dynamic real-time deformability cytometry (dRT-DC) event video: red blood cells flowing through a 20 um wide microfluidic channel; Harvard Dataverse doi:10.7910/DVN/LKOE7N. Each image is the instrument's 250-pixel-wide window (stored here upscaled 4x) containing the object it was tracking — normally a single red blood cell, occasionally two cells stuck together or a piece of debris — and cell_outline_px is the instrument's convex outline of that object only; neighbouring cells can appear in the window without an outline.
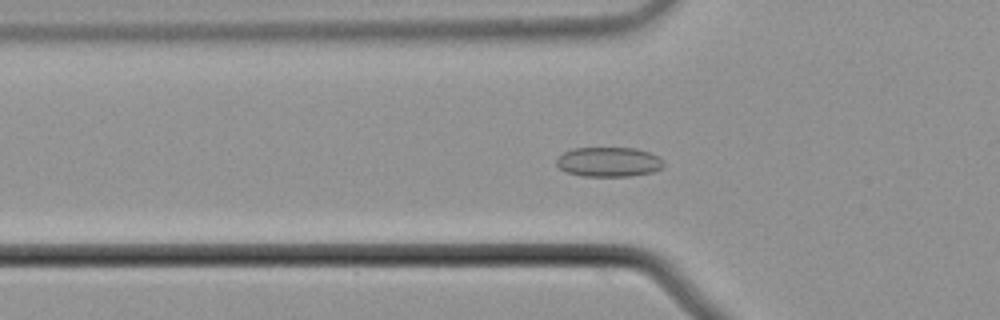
{"species": "common noctule bat (a hibernating species)", "species_latin": "Nyctalus noctula", "temperature_condition": "cold", "stored_images_in_passage": 50, "camera_frame_rate_fps": 3000, "um_per_image_px": 0.085, "animal": {"sex": "male", "body_mass_g": 21.5, "forearm_length_mm": 52.0}, "frame": {"image": 1, "passage_image": 13, "time_ms": 4.0, "image_size_px": [1000, 320], "cell_outline_px": [[664, 164], [660, 168], [652, 172], [628, 176], [580, 176], [568, 172], [560, 168], [556, 164], [556, 160], [564, 152], [572, 148], [636, 148], [648, 152], [664, 160]], "centroid_in_image_um": [51.73, 13.76], "position_along_channel_um": 74.1, "area_um2": 18.38}}
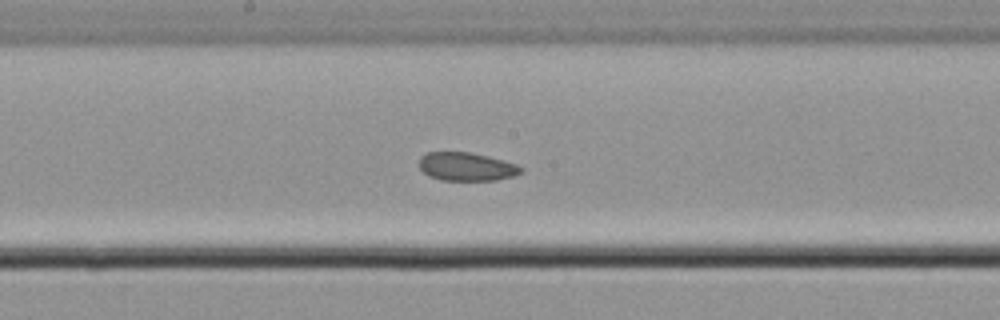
{"frame": {"image": 2, "passage_image": 24, "time_ms": 7.667, "image_size_px": [1000, 320], "cell_outline_px": [[524, 172], [512, 176], [496, 180], [440, 180], [428, 176], [420, 168], [420, 156], [428, 152], [468, 152], [488, 156], [516, 164], [524, 168]], "centroid_in_image_um": [39.66, 14.17], "position_along_channel_um": 208.5, "area_um2": 16.82}}
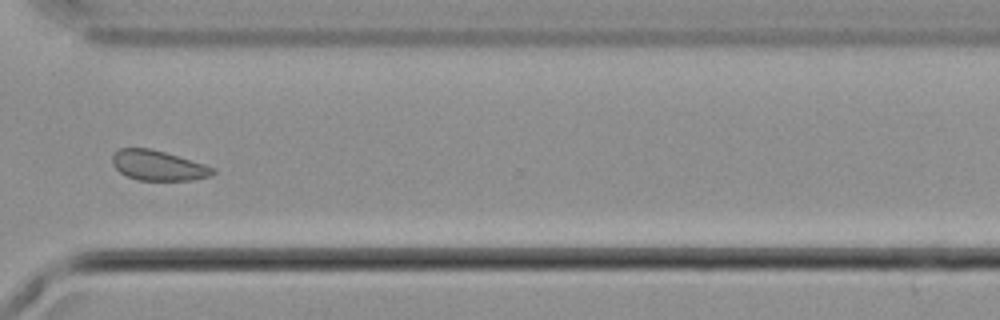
{"frame": {"image": 3, "passage_image": 36, "time_ms": 11.667, "image_size_px": [1000, 320], "cell_outline_px": [[216, 172], [212, 176], [192, 180], [136, 180], [120, 172], [112, 164], [112, 156], [120, 148], [148, 148], [164, 152], [204, 164], [216, 168]], "centroid_in_image_um": [13.46, 14.08], "position_along_channel_um": 357.1, "area_um2": 17.51}, "authors_computed_cell_mechanics": {"area_um2": 18.3515, "velocity_mm_per_s": 3.6917, "shape_relaxation_time_tau1_ms": null, "shape_relaxation_time_tau2_ms": 4.3857, "deformation_change_tau1": null, "deformation_change_tau2": 0.0884}}